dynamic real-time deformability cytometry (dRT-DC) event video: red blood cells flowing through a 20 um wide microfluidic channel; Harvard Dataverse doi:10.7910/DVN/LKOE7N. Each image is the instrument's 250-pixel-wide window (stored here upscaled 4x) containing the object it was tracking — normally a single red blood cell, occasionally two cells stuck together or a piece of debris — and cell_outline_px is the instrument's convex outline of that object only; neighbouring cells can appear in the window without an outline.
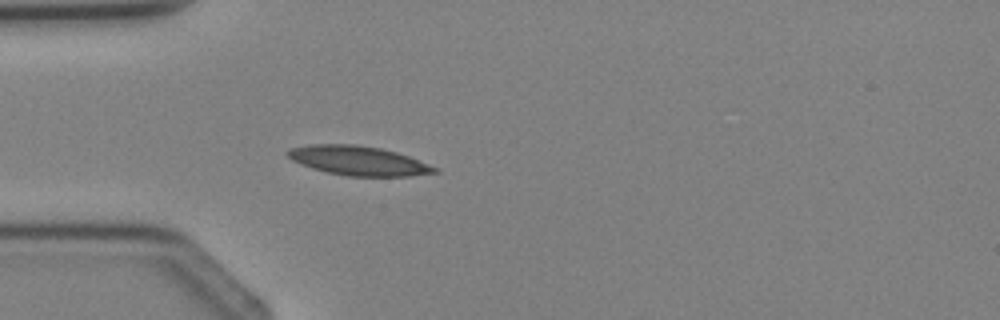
{"species": "Egyptian fruit bat (a non-hibernating species)", "species_latin": "Rousettus aegyptiacus", "temperature_condition": "cold", "stored_images_in_passage": 2, "camera_frame_rate_fps": 3000, "um_per_image_px": 0.085, "animal": {"sex": "female"}, "frame": {"image": 1, "passage_image": 2, "time_ms": 1.333, "image_size_px": [1000, 320], "cell_outline_px": [[440, 172], [412, 176], [348, 176], [328, 172], [312, 168], [300, 164], [292, 160], [284, 152], [288, 148], [308, 144], [356, 144], [380, 148], [396, 152], [408, 156], [440, 168]], "centroid_in_image_um": [30.46, 13.65], "position_along_channel_um": 54.5, "area_um2": 25.32}}